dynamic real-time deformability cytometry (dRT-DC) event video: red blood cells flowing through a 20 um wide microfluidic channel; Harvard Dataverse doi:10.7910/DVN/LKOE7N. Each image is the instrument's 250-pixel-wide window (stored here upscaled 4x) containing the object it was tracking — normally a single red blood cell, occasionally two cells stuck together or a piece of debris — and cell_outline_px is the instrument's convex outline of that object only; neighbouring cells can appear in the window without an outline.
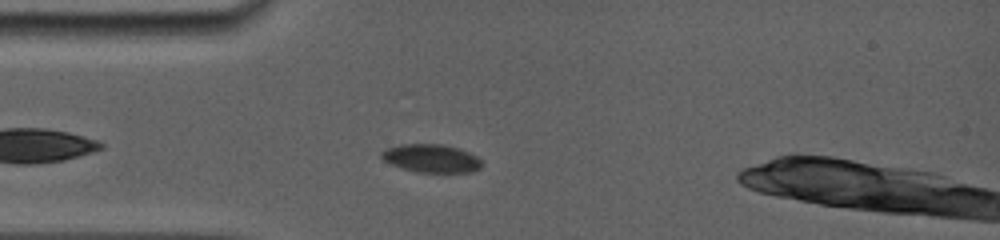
{"species": "common noctule bat (a hibernating species)", "species_latin": "Nyctalus noctula", "temperature_condition": "room temperature", "stored_images_in_passage": 65, "camera_frame_rate_fps": 5000, "um_per_image_px": 0.085, "animal": {"sex": "female", "body_mass_g": 19.0, "forearm_length_mm": 56.7}, "frame": {"image": 1, "passage_image": 10, "time_ms": 1.4, "image_size_px": [1000, 240], "cell_outline_px": [[480, 168], [472, 172], [416, 172], [392, 164], [384, 160], [380, 156], [380, 152], [384, 148], [400, 144], [440, 144], [460, 148], [476, 156], [480, 160]], "centroid_in_image_um": [36.62, 13.45], "position_along_channel_um": 48.4, "area_um2": 16.42}}
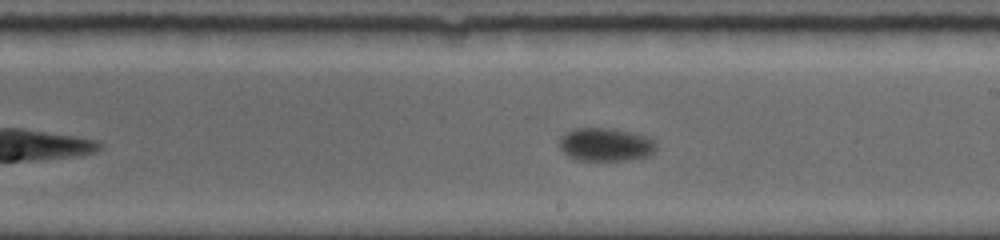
{"frame": {"image": 2, "passage_image": 34, "time_ms": 6.8, "image_size_px": [1000, 240], "cell_outline_px": [[656, 148], [648, 156], [632, 160], [580, 160], [568, 156], [556, 144], [560, 136], [576, 128], [612, 128], [648, 136], [656, 144]], "centroid_in_image_um": [51.45, 12.28], "position_along_channel_um": 237.5, "area_um2": 18.84}}
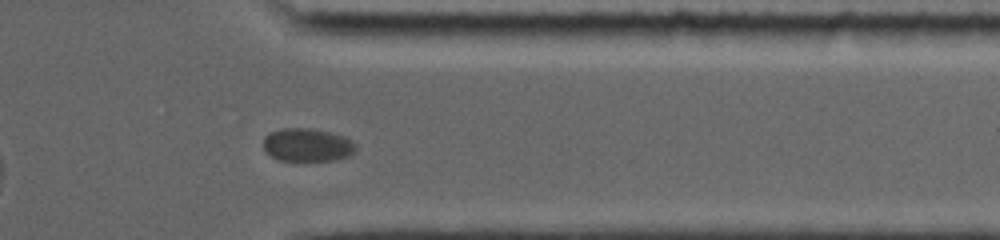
{"frame": {"image": 3, "passage_image": 62, "time_ms": 10.8, "image_size_px": [1000, 240], "cell_outline_px": [[356, 148], [348, 156], [332, 160], [276, 160], [264, 152], [264, 136], [280, 128], [312, 128], [344, 136], [352, 140], [356, 144]], "centroid_in_image_um": [26.09, 12.31], "position_along_channel_um": 385.3, "area_um2": 17.86}, "authors_computed_cell_mechanics": {"area_um2": 18.3226, "velocity_mm_per_s": 3.6631, "shape_relaxation_time_tau1_ms": 1.2586, "shape_relaxation_time_tau2_ms": null, "deformation_change_tau1": 0.0481, "deformation_change_tau2": null}}